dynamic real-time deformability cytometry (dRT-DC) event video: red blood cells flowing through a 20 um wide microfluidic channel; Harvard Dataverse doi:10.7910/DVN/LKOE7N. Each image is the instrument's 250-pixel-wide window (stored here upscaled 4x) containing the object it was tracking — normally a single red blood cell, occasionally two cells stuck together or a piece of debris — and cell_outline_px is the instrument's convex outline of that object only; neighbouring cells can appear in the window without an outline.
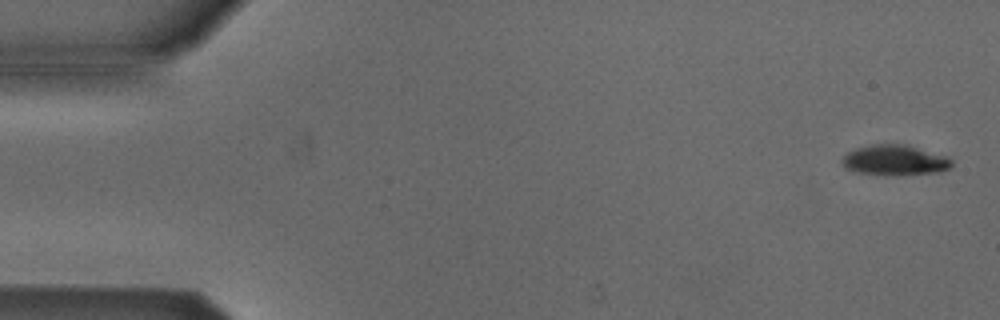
{"species": "Egyptian fruit bat (a non-hibernating species)", "species_latin": "Rousettus aegyptiacus", "temperature_condition": "cold", "stored_images_in_passage": 5, "camera_frame_rate_fps": 3000, "um_per_image_px": 0.085, "animal": {"sex": "male"}, "frame": {"image": 1, "passage_image": 1, "time_ms": 0.0, "image_size_px": [1000, 320], "cell_outline_px": [[952, 164], [948, 168], [936, 172], [896, 176], [884, 176], [856, 172], [844, 168], [840, 160], [848, 152], [856, 148], [872, 144], [904, 144], [944, 156], [952, 160]], "centroid_in_image_um": [75.97, 13.64], "position_along_channel_um": 9.0, "area_um2": 19.42}}